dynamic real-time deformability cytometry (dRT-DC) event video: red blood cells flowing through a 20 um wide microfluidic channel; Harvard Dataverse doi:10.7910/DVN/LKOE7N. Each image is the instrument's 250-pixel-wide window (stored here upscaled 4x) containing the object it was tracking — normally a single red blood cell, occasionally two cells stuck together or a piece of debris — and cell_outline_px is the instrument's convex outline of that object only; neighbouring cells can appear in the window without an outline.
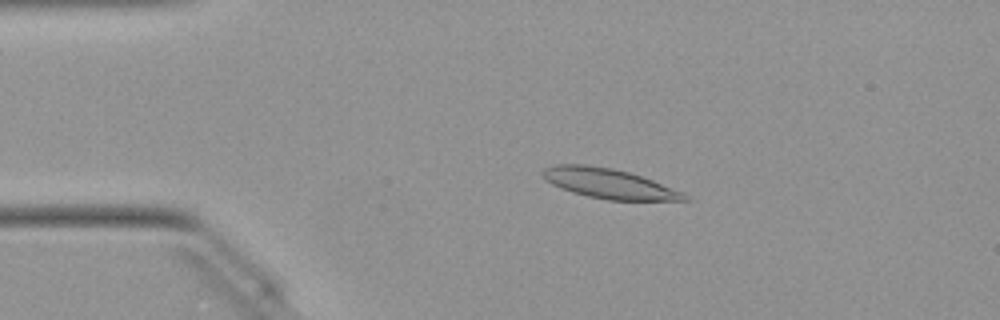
{"species": "Egyptian fruit bat (a non-hibernating species)", "species_latin": "Rousettus aegyptiacus", "temperature_condition": "warm", "stored_images_in_passage": 50, "camera_frame_rate_fps": 3000, "um_per_image_px": 0.085, "animal": {"sex": "female"}, "frame": {"image": 1, "passage_image": 10, "time_ms": 3.0, "image_size_px": [1000, 320], "cell_outline_px": [[692, 200], [608, 200], [588, 196], [572, 192], [560, 188], [544, 180], [540, 172], [544, 168], [552, 164], [588, 164], [612, 168], [628, 172], [652, 180], [684, 192]], "centroid_in_image_um": [51.71, 15.59], "position_along_channel_um": 33.3, "area_um2": 24.8}}
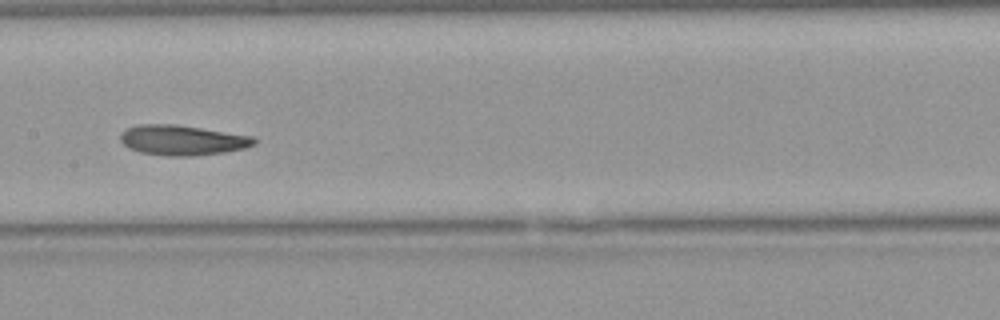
{"frame": {"image": 2, "passage_image": 25, "time_ms": 8.0, "image_size_px": [1000, 320], "cell_outline_px": [[256, 144], [244, 148], [224, 152], [192, 156], [168, 156], [140, 152], [128, 148], [120, 140], [120, 132], [124, 128], [136, 124], [176, 124], [252, 136], [256, 140]], "centroid_in_image_um": [15.44, 11.9], "position_along_channel_um": 192.0, "area_um2": 23.58}}
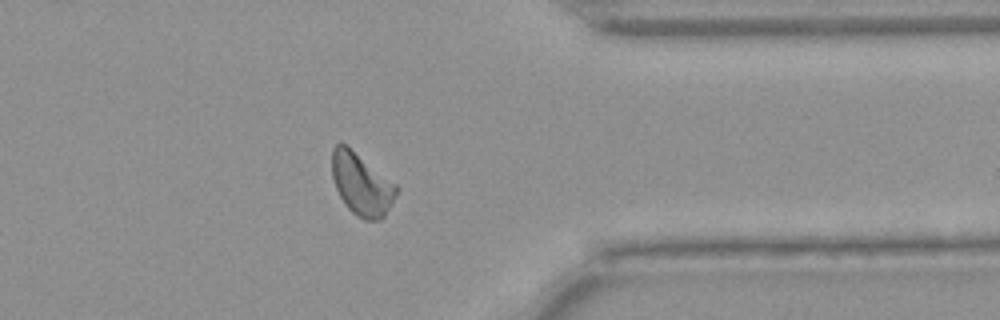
{"frame": {"image": 3, "passage_image": 40, "time_ms": 13.0, "image_size_px": [1000, 320], "cell_outline_px": [[400, 188], [384, 216], [380, 220], [364, 220], [356, 216], [344, 204], [336, 188], [332, 176], [332, 148], [336, 144], [344, 144], [396, 184]], "centroid_in_image_um": [30.73, 15.7], "position_along_channel_um": 380.7, "area_um2": 22.95}, "authors_computed_cell_mechanics": {"area_um2": 23.3801, "velocity_mm_per_s": 4.0169, "shape_relaxation_time_tau1_ms": 5.2588, "shape_relaxation_time_tau2_ms": 8.1145, "deformation_change_tau1": 0.1917, "deformation_change_tau2": 0.17}}